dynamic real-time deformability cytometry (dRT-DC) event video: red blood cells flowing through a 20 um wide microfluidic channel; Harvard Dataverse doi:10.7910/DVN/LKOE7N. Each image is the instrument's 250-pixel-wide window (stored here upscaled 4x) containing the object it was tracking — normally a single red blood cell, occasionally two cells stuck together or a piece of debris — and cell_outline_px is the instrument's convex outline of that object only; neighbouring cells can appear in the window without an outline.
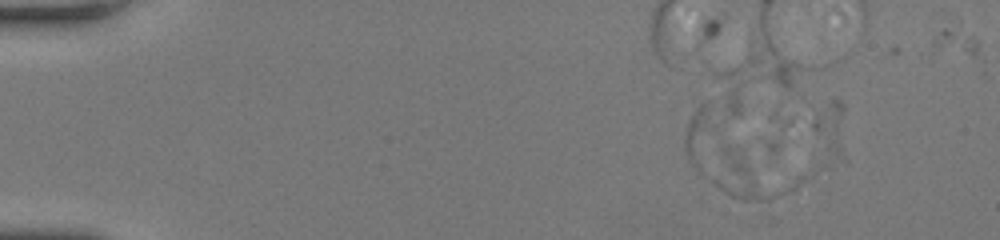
{"species": "human", "species_latin": "Homo sapiens", "temperature_condition": "room temperature", "stored_images_in_passage": 4, "segment_of_instrument_passage": [2, 2], "camera_frame_rate_fps": 3000, "um_per_image_px": 0.085, "donor": {"sex": "female"}, "frame": {"image": 1, "passage_image": 3, "time_ms": 0.667, "image_size_px": [1000, 240], "cell_outline_px": [[804, 176], [796, 188], [768, 200], [740, 200], [724, 192], [712, 184], [708, 176], [720, 148], [724, 144], [728, 144]], "centroid_in_image_um": [63.79, 14.93], "position_along_channel_um": 21.2, "area_um2": 24.1}}